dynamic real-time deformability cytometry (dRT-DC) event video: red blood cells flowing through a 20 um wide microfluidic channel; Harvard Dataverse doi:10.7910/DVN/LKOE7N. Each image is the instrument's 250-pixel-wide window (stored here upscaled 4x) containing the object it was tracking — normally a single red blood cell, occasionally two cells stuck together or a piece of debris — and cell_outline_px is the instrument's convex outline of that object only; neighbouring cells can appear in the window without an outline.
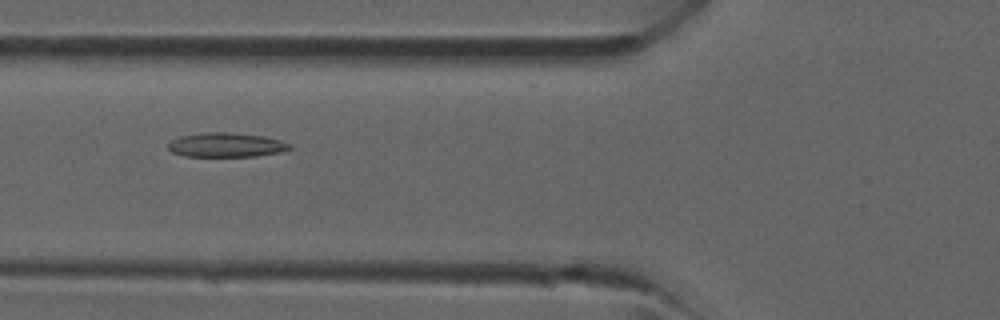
{"species": "common noctule bat (a hibernating species)", "species_latin": "Nyctalus noctula", "temperature_condition": "room temperature", "stored_images_in_passage": 4, "camera_frame_rate_fps": 3000, "um_per_image_px": 0.085, "animal": {"sex": "male", "forearm_length_mm": 52.5}, "frame": {"image": 1, "passage_image": 4, "time_ms": 3.333, "image_size_px": [1000, 320], "cell_outline_px": [[292, 148], [280, 152], [256, 156], [184, 156], [172, 152], [168, 148], [168, 144], [172, 140], [180, 136], [204, 132], [232, 132], [264, 136], [280, 140], [292, 144]], "centroid_in_image_um": [19.24, 12.31], "position_along_channel_um": 106.6, "area_um2": 17.28}}